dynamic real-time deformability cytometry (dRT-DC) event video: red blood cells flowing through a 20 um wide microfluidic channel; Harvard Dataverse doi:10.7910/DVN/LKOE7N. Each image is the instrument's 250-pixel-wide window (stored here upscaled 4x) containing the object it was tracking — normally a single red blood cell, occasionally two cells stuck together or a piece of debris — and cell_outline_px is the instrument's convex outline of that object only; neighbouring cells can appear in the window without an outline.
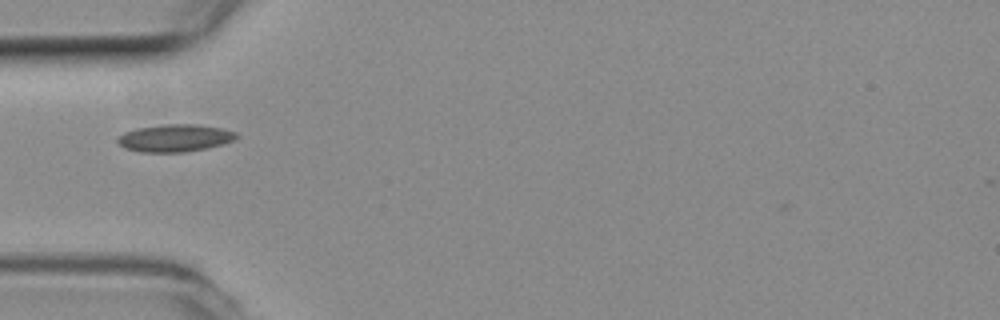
{"species": "common noctule bat (a hibernating species)", "species_latin": "Nyctalus noctula", "temperature_condition": "room temperature", "stored_images_in_passage": 32, "camera_frame_rate_fps": 3000, "um_per_image_px": 0.085, "animal": {"sex": "female", "body_mass_g": 19.3, "forearm_length_mm": 54.1}, "frame": {"image": 1, "passage_image": 1, "time_ms": 0.0, "image_size_px": [1000, 320], "cell_outline_px": [[240, 136], [236, 140], [224, 144], [184, 152], [140, 152], [124, 148], [116, 140], [124, 132], [136, 128], [164, 124], [196, 124], [220, 128], [236, 132]], "centroid_in_image_um": [14.89, 11.73], "position_along_channel_um": 70.1, "area_um2": 19.02}}
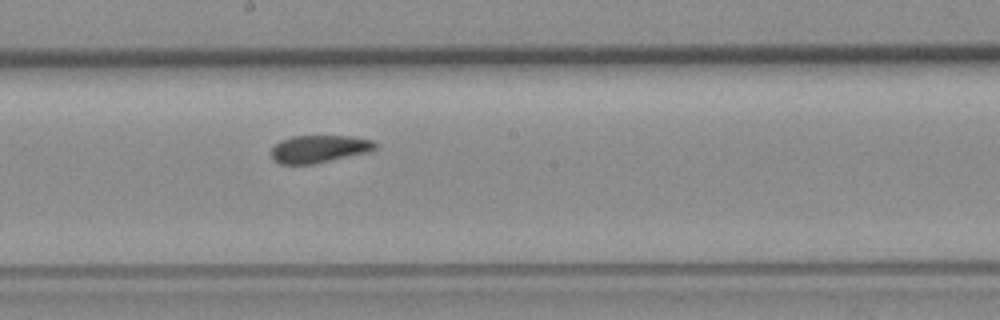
{"frame": {"image": 2, "passage_image": 13, "time_ms": 4.0, "image_size_px": [1000, 320], "cell_outline_px": [[376, 148], [372, 152], [312, 164], [280, 164], [272, 160], [272, 148], [280, 140], [292, 136], [352, 136], [372, 140], [376, 144]], "centroid_in_image_um": [27.14, 12.66], "position_along_channel_um": 221.1, "area_um2": 16.82}}
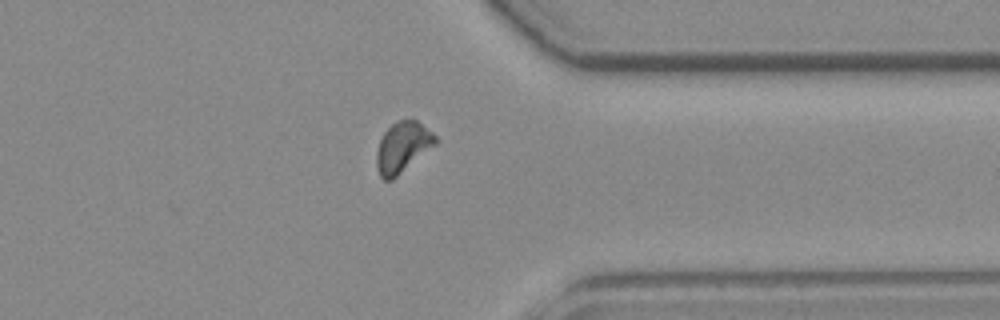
{"frame": {"image": 3, "passage_image": 26, "time_ms": 8.333, "image_size_px": [1000, 320], "cell_outline_px": [[440, 140], [436, 144], [392, 180], [384, 180], [380, 176], [376, 168], [376, 152], [380, 140], [384, 132], [396, 120], [416, 120], [432, 132]], "centroid_in_image_um": [34.21, 12.51], "position_along_channel_um": 377.2, "area_um2": 17.28}}